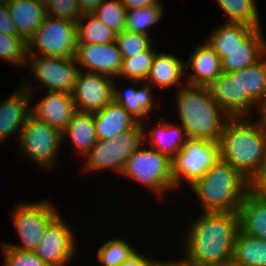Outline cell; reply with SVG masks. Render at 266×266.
<instances>
[{"label": "cell", "mask_w": 266, "mask_h": 266, "mask_svg": "<svg viewBox=\"0 0 266 266\" xmlns=\"http://www.w3.org/2000/svg\"><path fill=\"white\" fill-rule=\"evenodd\" d=\"M18 152L31 160L41 170L52 171L63 146L62 132L30 115L21 131Z\"/></svg>", "instance_id": "obj_9"}, {"label": "cell", "mask_w": 266, "mask_h": 266, "mask_svg": "<svg viewBox=\"0 0 266 266\" xmlns=\"http://www.w3.org/2000/svg\"><path fill=\"white\" fill-rule=\"evenodd\" d=\"M219 160V142L187 138L182 149L172 158L171 175L175 190L183 188L184 184L192 186Z\"/></svg>", "instance_id": "obj_7"}, {"label": "cell", "mask_w": 266, "mask_h": 266, "mask_svg": "<svg viewBox=\"0 0 266 266\" xmlns=\"http://www.w3.org/2000/svg\"><path fill=\"white\" fill-rule=\"evenodd\" d=\"M143 143V128L138 123L134 128L126 130L111 140H98L91 150L85 154L83 162L85 172L113 170L121 174L128 158Z\"/></svg>", "instance_id": "obj_8"}, {"label": "cell", "mask_w": 266, "mask_h": 266, "mask_svg": "<svg viewBox=\"0 0 266 266\" xmlns=\"http://www.w3.org/2000/svg\"><path fill=\"white\" fill-rule=\"evenodd\" d=\"M249 182L251 189L266 198V175H255Z\"/></svg>", "instance_id": "obj_43"}, {"label": "cell", "mask_w": 266, "mask_h": 266, "mask_svg": "<svg viewBox=\"0 0 266 266\" xmlns=\"http://www.w3.org/2000/svg\"><path fill=\"white\" fill-rule=\"evenodd\" d=\"M7 6L18 35L28 43L43 23L46 8L35 0H9Z\"/></svg>", "instance_id": "obj_25"}, {"label": "cell", "mask_w": 266, "mask_h": 266, "mask_svg": "<svg viewBox=\"0 0 266 266\" xmlns=\"http://www.w3.org/2000/svg\"><path fill=\"white\" fill-rule=\"evenodd\" d=\"M152 258L136 251L132 256L126 259L120 266H147Z\"/></svg>", "instance_id": "obj_42"}, {"label": "cell", "mask_w": 266, "mask_h": 266, "mask_svg": "<svg viewBox=\"0 0 266 266\" xmlns=\"http://www.w3.org/2000/svg\"><path fill=\"white\" fill-rule=\"evenodd\" d=\"M31 101L29 93L21 86L0 102V145L14 134L18 143L21 131L31 115Z\"/></svg>", "instance_id": "obj_16"}, {"label": "cell", "mask_w": 266, "mask_h": 266, "mask_svg": "<svg viewBox=\"0 0 266 266\" xmlns=\"http://www.w3.org/2000/svg\"><path fill=\"white\" fill-rule=\"evenodd\" d=\"M104 0H78L82 14H91Z\"/></svg>", "instance_id": "obj_44"}, {"label": "cell", "mask_w": 266, "mask_h": 266, "mask_svg": "<svg viewBox=\"0 0 266 266\" xmlns=\"http://www.w3.org/2000/svg\"><path fill=\"white\" fill-rule=\"evenodd\" d=\"M28 43L20 36L0 32V60L17 66H26Z\"/></svg>", "instance_id": "obj_36"}, {"label": "cell", "mask_w": 266, "mask_h": 266, "mask_svg": "<svg viewBox=\"0 0 266 266\" xmlns=\"http://www.w3.org/2000/svg\"><path fill=\"white\" fill-rule=\"evenodd\" d=\"M4 266H52L43 262L33 251L21 250L1 244Z\"/></svg>", "instance_id": "obj_38"}, {"label": "cell", "mask_w": 266, "mask_h": 266, "mask_svg": "<svg viewBox=\"0 0 266 266\" xmlns=\"http://www.w3.org/2000/svg\"><path fill=\"white\" fill-rule=\"evenodd\" d=\"M9 0H0V3H7Z\"/></svg>", "instance_id": "obj_50"}, {"label": "cell", "mask_w": 266, "mask_h": 266, "mask_svg": "<svg viewBox=\"0 0 266 266\" xmlns=\"http://www.w3.org/2000/svg\"><path fill=\"white\" fill-rule=\"evenodd\" d=\"M250 117L230 118L219 140L220 159L249 181L257 174L266 147V129Z\"/></svg>", "instance_id": "obj_2"}, {"label": "cell", "mask_w": 266, "mask_h": 266, "mask_svg": "<svg viewBox=\"0 0 266 266\" xmlns=\"http://www.w3.org/2000/svg\"><path fill=\"white\" fill-rule=\"evenodd\" d=\"M220 266H244V265L235 261L232 258V259L227 260L224 264H221Z\"/></svg>", "instance_id": "obj_48"}, {"label": "cell", "mask_w": 266, "mask_h": 266, "mask_svg": "<svg viewBox=\"0 0 266 266\" xmlns=\"http://www.w3.org/2000/svg\"><path fill=\"white\" fill-rule=\"evenodd\" d=\"M46 15L76 23L82 12L78 0H50L46 7Z\"/></svg>", "instance_id": "obj_39"}, {"label": "cell", "mask_w": 266, "mask_h": 266, "mask_svg": "<svg viewBox=\"0 0 266 266\" xmlns=\"http://www.w3.org/2000/svg\"><path fill=\"white\" fill-rule=\"evenodd\" d=\"M266 54V39L262 28H256L240 46L225 52L222 71L232 73L255 64Z\"/></svg>", "instance_id": "obj_20"}, {"label": "cell", "mask_w": 266, "mask_h": 266, "mask_svg": "<svg viewBox=\"0 0 266 266\" xmlns=\"http://www.w3.org/2000/svg\"><path fill=\"white\" fill-rule=\"evenodd\" d=\"M75 59L80 71L104 74L113 79L117 78L122 66L116 41L107 44L77 43Z\"/></svg>", "instance_id": "obj_14"}, {"label": "cell", "mask_w": 266, "mask_h": 266, "mask_svg": "<svg viewBox=\"0 0 266 266\" xmlns=\"http://www.w3.org/2000/svg\"><path fill=\"white\" fill-rule=\"evenodd\" d=\"M63 215H58L46 228L39 245L33 251L52 266H67L77 256V238Z\"/></svg>", "instance_id": "obj_12"}, {"label": "cell", "mask_w": 266, "mask_h": 266, "mask_svg": "<svg viewBox=\"0 0 266 266\" xmlns=\"http://www.w3.org/2000/svg\"><path fill=\"white\" fill-rule=\"evenodd\" d=\"M259 114H257L258 116V120L261 123V125L266 129V100L263 101V103L259 106Z\"/></svg>", "instance_id": "obj_46"}, {"label": "cell", "mask_w": 266, "mask_h": 266, "mask_svg": "<svg viewBox=\"0 0 266 266\" xmlns=\"http://www.w3.org/2000/svg\"><path fill=\"white\" fill-rule=\"evenodd\" d=\"M185 70V60L177 57L175 53L157 52L145 82L159 89H169L174 86L179 89L187 84L185 79L184 82L181 81L186 77Z\"/></svg>", "instance_id": "obj_21"}, {"label": "cell", "mask_w": 266, "mask_h": 266, "mask_svg": "<svg viewBox=\"0 0 266 266\" xmlns=\"http://www.w3.org/2000/svg\"><path fill=\"white\" fill-rule=\"evenodd\" d=\"M0 32L5 35L19 36L9 14L7 3H0Z\"/></svg>", "instance_id": "obj_40"}, {"label": "cell", "mask_w": 266, "mask_h": 266, "mask_svg": "<svg viewBox=\"0 0 266 266\" xmlns=\"http://www.w3.org/2000/svg\"><path fill=\"white\" fill-rule=\"evenodd\" d=\"M50 199L39 202H20L11 210L14 229L21 243H3L9 247L34 251L39 245L47 226L59 215ZM19 244V245H18Z\"/></svg>", "instance_id": "obj_10"}, {"label": "cell", "mask_w": 266, "mask_h": 266, "mask_svg": "<svg viewBox=\"0 0 266 266\" xmlns=\"http://www.w3.org/2000/svg\"><path fill=\"white\" fill-rule=\"evenodd\" d=\"M229 75H239L240 117H252V110L258 113L266 99V54L255 64Z\"/></svg>", "instance_id": "obj_15"}, {"label": "cell", "mask_w": 266, "mask_h": 266, "mask_svg": "<svg viewBox=\"0 0 266 266\" xmlns=\"http://www.w3.org/2000/svg\"><path fill=\"white\" fill-rule=\"evenodd\" d=\"M113 78L104 74L80 71L72 97L77 111L96 113L112 101Z\"/></svg>", "instance_id": "obj_13"}, {"label": "cell", "mask_w": 266, "mask_h": 266, "mask_svg": "<svg viewBox=\"0 0 266 266\" xmlns=\"http://www.w3.org/2000/svg\"><path fill=\"white\" fill-rule=\"evenodd\" d=\"M256 0H216L224 11L226 22L243 23L255 28H261L259 9Z\"/></svg>", "instance_id": "obj_31"}, {"label": "cell", "mask_w": 266, "mask_h": 266, "mask_svg": "<svg viewBox=\"0 0 266 266\" xmlns=\"http://www.w3.org/2000/svg\"><path fill=\"white\" fill-rule=\"evenodd\" d=\"M213 99L231 117H240L239 75L222 73L209 86Z\"/></svg>", "instance_id": "obj_28"}, {"label": "cell", "mask_w": 266, "mask_h": 266, "mask_svg": "<svg viewBox=\"0 0 266 266\" xmlns=\"http://www.w3.org/2000/svg\"><path fill=\"white\" fill-rule=\"evenodd\" d=\"M158 51L152 46L150 49L136 54L133 57L123 58L121 70L117 76L118 79L132 81L135 84L145 82L154 57ZM125 78V79H124Z\"/></svg>", "instance_id": "obj_32"}, {"label": "cell", "mask_w": 266, "mask_h": 266, "mask_svg": "<svg viewBox=\"0 0 266 266\" xmlns=\"http://www.w3.org/2000/svg\"><path fill=\"white\" fill-rule=\"evenodd\" d=\"M27 64H30V71L33 74H31V79L34 78L35 82L41 84L40 86L36 83L33 86V81L30 79H27V82L20 83V86L29 93L31 98H35V95L39 92L38 90L72 94L79 72L75 58L28 55L26 66Z\"/></svg>", "instance_id": "obj_6"}, {"label": "cell", "mask_w": 266, "mask_h": 266, "mask_svg": "<svg viewBox=\"0 0 266 266\" xmlns=\"http://www.w3.org/2000/svg\"><path fill=\"white\" fill-rule=\"evenodd\" d=\"M116 84V85H115ZM116 80L112 83V100L123 106V108L139 123L146 122V116L155 109L154 96L151 93L152 87L146 82H142L139 88L128 86L127 89L121 90Z\"/></svg>", "instance_id": "obj_22"}, {"label": "cell", "mask_w": 266, "mask_h": 266, "mask_svg": "<svg viewBox=\"0 0 266 266\" xmlns=\"http://www.w3.org/2000/svg\"><path fill=\"white\" fill-rule=\"evenodd\" d=\"M238 216L241 231L266 240V198L251 189L243 199Z\"/></svg>", "instance_id": "obj_24"}, {"label": "cell", "mask_w": 266, "mask_h": 266, "mask_svg": "<svg viewBox=\"0 0 266 266\" xmlns=\"http://www.w3.org/2000/svg\"><path fill=\"white\" fill-rule=\"evenodd\" d=\"M93 115L97 140H111L139 123L122 105L113 100Z\"/></svg>", "instance_id": "obj_23"}, {"label": "cell", "mask_w": 266, "mask_h": 266, "mask_svg": "<svg viewBox=\"0 0 266 266\" xmlns=\"http://www.w3.org/2000/svg\"><path fill=\"white\" fill-rule=\"evenodd\" d=\"M160 117L152 128L141 123L143 128V143L156 151L168 155L171 159L182 149L187 140L184 128L172 121Z\"/></svg>", "instance_id": "obj_19"}, {"label": "cell", "mask_w": 266, "mask_h": 266, "mask_svg": "<svg viewBox=\"0 0 266 266\" xmlns=\"http://www.w3.org/2000/svg\"><path fill=\"white\" fill-rule=\"evenodd\" d=\"M256 175H266V147L263 154V159L260 165V168Z\"/></svg>", "instance_id": "obj_47"}, {"label": "cell", "mask_w": 266, "mask_h": 266, "mask_svg": "<svg viewBox=\"0 0 266 266\" xmlns=\"http://www.w3.org/2000/svg\"><path fill=\"white\" fill-rule=\"evenodd\" d=\"M171 163L172 159L168 155L142 143L126 161L121 175L140 183L162 198L167 192L175 190Z\"/></svg>", "instance_id": "obj_5"}, {"label": "cell", "mask_w": 266, "mask_h": 266, "mask_svg": "<svg viewBox=\"0 0 266 266\" xmlns=\"http://www.w3.org/2000/svg\"><path fill=\"white\" fill-rule=\"evenodd\" d=\"M63 144L66 138L76 148L77 154L85 156L98 141L95 133L94 115L92 113L77 111L67 128L62 132Z\"/></svg>", "instance_id": "obj_26"}, {"label": "cell", "mask_w": 266, "mask_h": 266, "mask_svg": "<svg viewBox=\"0 0 266 266\" xmlns=\"http://www.w3.org/2000/svg\"><path fill=\"white\" fill-rule=\"evenodd\" d=\"M232 258L244 266H266V240L238 230Z\"/></svg>", "instance_id": "obj_29"}, {"label": "cell", "mask_w": 266, "mask_h": 266, "mask_svg": "<svg viewBox=\"0 0 266 266\" xmlns=\"http://www.w3.org/2000/svg\"><path fill=\"white\" fill-rule=\"evenodd\" d=\"M147 266H187L184 258L175 259L173 261L151 259Z\"/></svg>", "instance_id": "obj_45"}, {"label": "cell", "mask_w": 266, "mask_h": 266, "mask_svg": "<svg viewBox=\"0 0 266 266\" xmlns=\"http://www.w3.org/2000/svg\"><path fill=\"white\" fill-rule=\"evenodd\" d=\"M188 188L198 198L202 212L238 213L251 190L249 180L222 159Z\"/></svg>", "instance_id": "obj_4"}, {"label": "cell", "mask_w": 266, "mask_h": 266, "mask_svg": "<svg viewBox=\"0 0 266 266\" xmlns=\"http://www.w3.org/2000/svg\"><path fill=\"white\" fill-rule=\"evenodd\" d=\"M31 115L37 120L55 127L63 132L73 115L77 112L72 94L66 92H46L35 107H31Z\"/></svg>", "instance_id": "obj_17"}, {"label": "cell", "mask_w": 266, "mask_h": 266, "mask_svg": "<svg viewBox=\"0 0 266 266\" xmlns=\"http://www.w3.org/2000/svg\"><path fill=\"white\" fill-rule=\"evenodd\" d=\"M151 35L130 32L124 29L117 34L116 42L121 52L122 59L133 57L136 54L150 49L153 46Z\"/></svg>", "instance_id": "obj_37"}, {"label": "cell", "mask_w": 266, "mask_h": 266, "mask_svg": "<svg viewBox=\"0 0 266 266\" xmlns=\"http://www.w3.org/2000/svg\"><path fill=\"white\" fill-rule=\"evenodd\" d=\"M76 26L77 43L107 44L116 41L117 33L92 14H82Z\"/></svg>", "instance_id": "obj_30"}, {"label": "cell", "mask_w": 266, "mask_h": 266, "mask_svg": "<svg viewBox=\"0 0 266 266\" xmlns=\"http://www.w3.org/2000/svg\"><path fill=\"white\" fill-rule=\"evenodd\" d=\"M76 49V23L49 15L28 41V55L75 58Z\"/></svg>", "instance_id": "obj_11"}, {"label": "cell", "mask_w": 266, "mask_h": 266, "mask_svg": "<svg viewBox=\"0 0 266 266\" xmlns=\"http://www.w3.org/2000/svg\"><path fill=\"white\" fill-rule=\"evenodd\" d=\"M256 28L243 23L225 22L215 27L210 33L207 44L220 57H225V52L240 46Z\"/></svg>", "instance_id": "obj_27"}, {"label": "cell", "mask_w": 266, "mask_h": 266, "mask_svg": "<svg viewBox=\"0 0 266 266\" xmlns=\"http://www.w3.org/2000/svg\"><path fill=\"white\" fill-rule=\"evenodd\" d=\"M137 250L125 238H113L102 244L96 258L101 266H120Z\"/></svg>", "instance_id": "obj_34"}, {"label": "cell", "mask_w": 266, "mask_h": 266, "mask_svg": "<svg viewBox=\"0 0 266 266\" xmlns=\"http://www.w3.org/2000/svg\"><path fill=\"white\" fill-rule=\"evenodd\" d=\"M175 97L179 123L187 138L219 142L231 117L213 99L208 87L186 84L176 91Z\"/></svg>", "instance_id": "obj_3"}, {"label": "cell", "mask_w": 266, "mask_h": 266, "mask_svg": "<svg viewBox=\"0 0 266 266\" xmlns=\"http://www.w3.org/2000/svg\"><path fill=\"white\" fill-rule=\"evenodd\" d=\"M193 48L189 59L185 61V69H187L185 81L189 85L208 87L223 73L221 59L206 40L204 44H198ZM191 69L193 72L190 71Z\"/></svg>", "instance_id": "obj_18"}, {"label": "cell", "mask_w": 266, "mask_h": 266, "mask_svg": "<svg viewBox=\"0 0 266 266\" xmlns=\"http://www.w3.org/2000/svg\"><path fill=\"white\" fill-rule=\"evenodd\" d=\"M126 11L121 0H104L91 14L119 34L126 28Z\"/></svg>", "instance_id": "obj_35"}, {"label": "cell", "mask_w": 266, "mask_h": 266, "mask_svg": "<svg viewBox=\"0 0 266 266\" xmlns=\"http://www.w3.org/2000/svg\"><path fill=\"white\" fill-rule=\"evenodd\" d=\"M193 220L182 240L187 266H220L232 259L238 213L202 212Z\"/></svg>", "instance_id": "obj_1"}, {"label": "cell", "mask_w": 266, "mask_h": 266, "mask_svg": "<svg viewBox=\"0 0 266 266\" xmlns=\"http://www.w3.org/2000/svg\"><path fill=\"white\" fill-rule=\"evenodd\" d=\"M164 5H152L126 11V30L150 35L149 28L160 21L164 13ZM148 30V31H147Z\"/></svg>", "instance_id": "obj_33"}, {"label": "cell", "mask_w": 266, "mask_h": 266, "mask_svg": "<svg viewBox=\"0 0 266 266\" xmlns=\"http://www.w3.org/2000/svg\"><path fill=\"white\" fill-rule=\"evenodd\" d=\"M38 4L44 6L45 8L49 4L50 0H35Z\"/></svg>", "instance_id": "obj_49"}, {"label": "cell", "mask_w": 266, "mask_h": 266, "mask_svg": "<svg viewBox=\"0 0 266 266\" xmlns=\"http://www.w3.org/2000/svg\"><path fill=\"white\" fill-rule=\"evenodd\" d=\"M122 5L126 10L149 7L152 5H164L159 0H121Z\"/></svg>", "instance_id": "obj_41"}]
</instances>
